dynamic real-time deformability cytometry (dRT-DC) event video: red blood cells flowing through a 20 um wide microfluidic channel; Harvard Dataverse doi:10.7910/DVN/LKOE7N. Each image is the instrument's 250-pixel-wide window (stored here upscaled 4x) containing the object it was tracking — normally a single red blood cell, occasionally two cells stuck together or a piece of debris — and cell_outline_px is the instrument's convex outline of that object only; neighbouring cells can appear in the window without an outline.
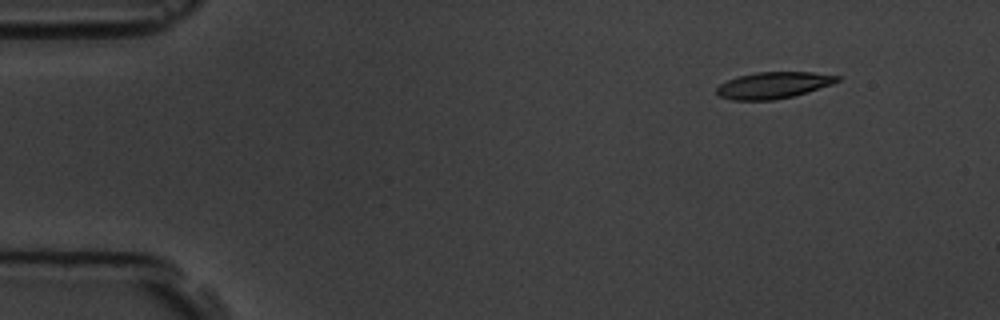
{"species": "common noctule bat (a hibernating species)", "species_latin": "Nyctalus noctula", "temperature_condition": "room temperature", "stored_images_in_passage": 5, "camera_frame_rate_fps": 3000, "um_per_image_px": 0.085, "animal": {"sex": "male", "body_mass_g": 19.5, "forearm_length_mm": 54.6}, "frame": {"image": 1, "passage_image": 2, "time_ms": 1.333, "image_size_px": [1000, 320], "cell_outline_px": [[840, 80], [832, 84], [808, 92], [792, 96], [772, 100], [732, 100], [720, 96], [716, 92], [716, 88], [720, 84], [728, 80], [740, 76], [756, 72], [812, 72], [840, 76]], "centroid_in_image_um": [65.75, 7.24], "position_along_channel_um": 19.3, "area_um2": 18.5}}
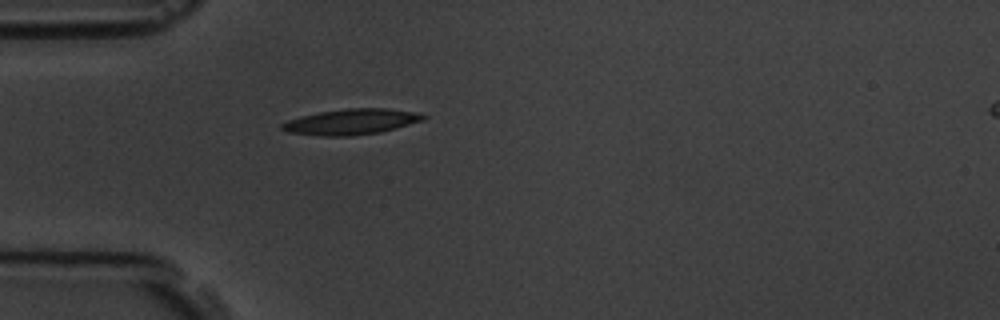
{"frame": {"image": 2, "passage_image": 5, "time_ms": 4.667, "image_size_px": [1000, 320], "cell_outline_px": [[428, 116], [424, 120], [396, 128], [380, 132], [352, 136], [320, 136], [288, 132], [280, 128], [280, 124], [288, 120], [300, 116], [320, 112], [348, 108], [388, 108], [420, 112]], "centroid_in_image_um": [29.89, 10.35], "position_along_channel_um": 55.1, "area_um2": 21.33}}